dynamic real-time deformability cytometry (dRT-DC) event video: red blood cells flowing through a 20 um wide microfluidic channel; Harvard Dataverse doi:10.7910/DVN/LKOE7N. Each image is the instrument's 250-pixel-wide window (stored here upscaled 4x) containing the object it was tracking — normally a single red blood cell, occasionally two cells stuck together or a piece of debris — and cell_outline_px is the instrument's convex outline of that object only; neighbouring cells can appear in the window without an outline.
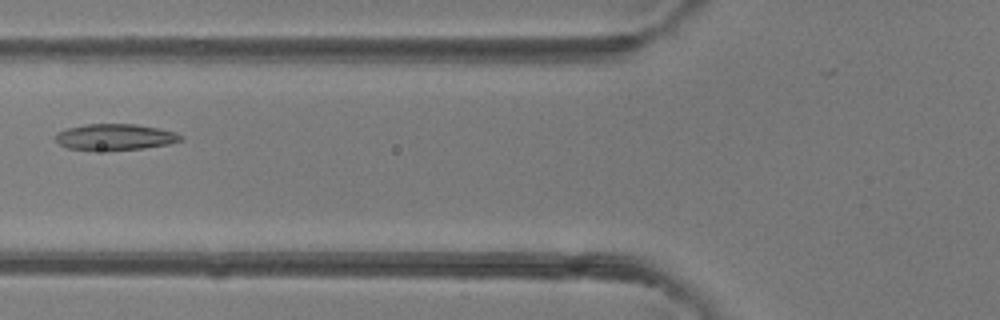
{"species": "common noctule bat (a hibernating species)", "species_latin": "Nyctalus noctula", "temperature_condition": "room temperature", "stored_images_in_passage": 3, "camera_frame_rate_fps": 3000, "um_per_image_px": 0.085, "animal": {"sex": "female"}, "frame": {"image": 1, "passage_image": 3, "time_ms": 2.333, "image_size_px": [1000, 320], "cell_outline_px": [[184, 140], [168, 144], [144, 148], [108, 152], [92, 152], [68, 148], [60, 144], [56, 140], [56, 132], [68, 128], [84, 124], [136, 124], [160, 128], [176, 132], [184, 136]], "centroid_in_image_um": [9.79, 11.67], "position_along_channel_um": 116.0, "area_um2": 19.83}}